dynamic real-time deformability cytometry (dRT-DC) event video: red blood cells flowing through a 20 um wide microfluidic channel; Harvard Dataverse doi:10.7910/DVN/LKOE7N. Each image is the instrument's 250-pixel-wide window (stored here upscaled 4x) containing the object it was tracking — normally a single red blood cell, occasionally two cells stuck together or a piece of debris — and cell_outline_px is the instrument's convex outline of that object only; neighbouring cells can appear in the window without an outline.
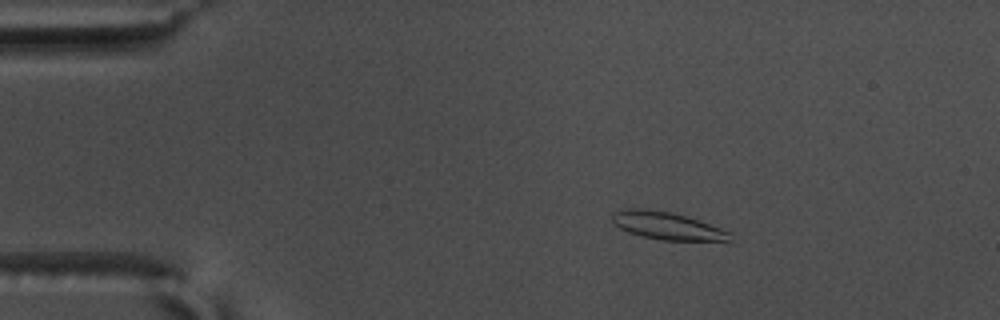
{"species": "common noctule bat (a hibernating species)", "species_latin": "Nyctalus noctula", "temperature_condition": "warm", "stored_images_in_passage": 52, "camera_frame_rate_fps": 3000, "um_per_image_px": 0.085, "animal": {"sex": "male", "body_mass_g": 17.5, "forearm_length_mm": 52.3}, "frame": {"image": 1, "passage_image": 6, "time_ms": 1.667, "image_size_px": [1000, 320], "cell_outline_px": [[732, 232], [728, 240], [660, 240], [640, 236], [628, 232], [612, 224], [612, 212], [620, 208], [644, 208], [672, 212]], "centroid_in_image_um": [56.57, 19.17], "position_along_channel_um": 28.4, "area_um2": 18.84}}
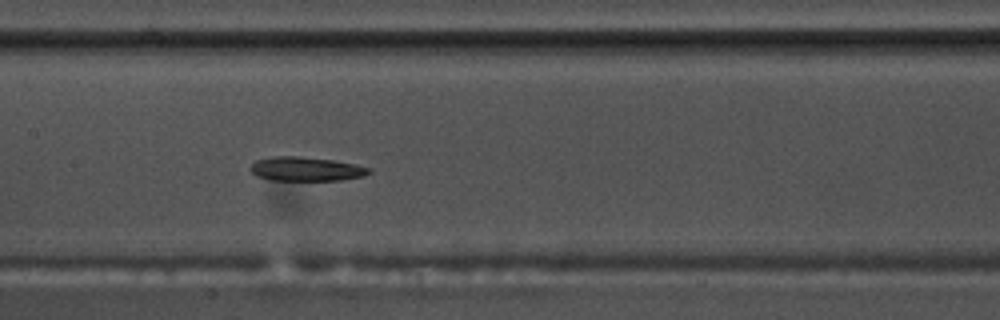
{"frame": {"image": 2, "passage_image": 24, "time_ms": 7.667, "image_size_px": [1000, 320], "cell_outline_px": [[372, 172], [364, 176], [340, 180], [272, 180], [256, 176], [248, 168], [256, 160], [272, 156], [300, 156], [332, 160], [372, 168]], "centroid_in_image_um": [26.0, 14.36], "position_along_channel_um": 181.4, "area_um2": 16.65}}
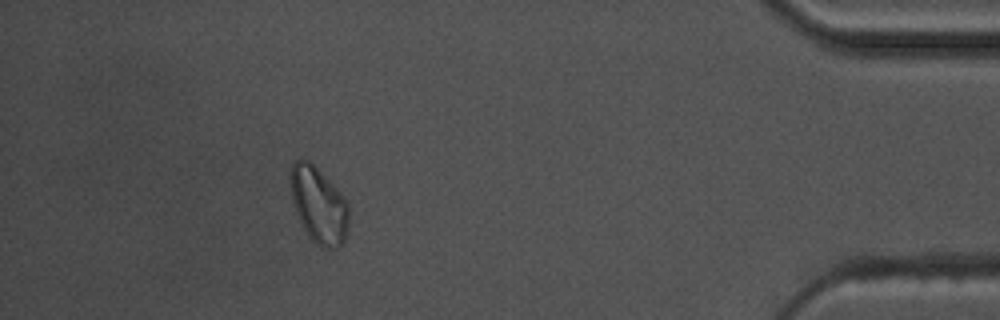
{"frame": {"image": 3, "passage_image": 47, "time_ms": 15.333, "image_size_px": [1000, 320], "cell_outline_px": [[348, 228], [344, 240], [336, 248], [324, 248], [316, 244], [308, 236], [296, 212], [292, 200], [288, 176], [292, 164], [296, 160], [308, 160], [340, 192], [348, 204]], "centroid_in_image_um": [27.06, 17.43], "position_along_channel_um": 408.1, "area_um2": 25.66}}